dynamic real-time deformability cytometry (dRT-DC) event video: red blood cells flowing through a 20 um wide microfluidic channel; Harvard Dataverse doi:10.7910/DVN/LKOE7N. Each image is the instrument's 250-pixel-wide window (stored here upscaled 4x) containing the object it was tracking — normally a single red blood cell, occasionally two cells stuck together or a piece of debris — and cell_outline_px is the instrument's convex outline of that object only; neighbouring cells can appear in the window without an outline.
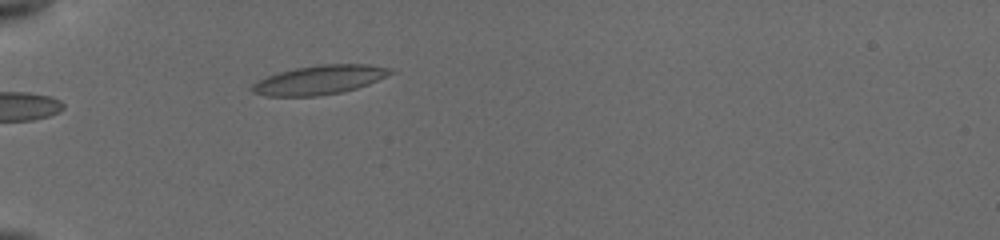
{"species": "common noctule bat (a hibernating species)", "species_latin": "Nyctalus noctula", "temperature_condition": "cold", "stored_images_in_passage": 3, "camera_frame_rate_fps": 3000, "um_per_image_px": 0.085, "animal": {"sex": "female", "body_mass_g": 19.5, "forearm_length_mm": 54.1}, "frame": {"image": 1, "passage_image": 3, "time_ms": 2.667, "image_size_px": [1000, 240], "cell_outline_px": [[396, 72], [368, 84], [344, 92], [316, 96], [264, 96], [252, 92], [252, 84], [268, 76], [280, 72], [296, 68], [320, 64], [368, 64], [392, 68]], "centroid_in_image_um": [27.2, 6.79], "position_along_channel_um": 57.8, "area_um2": 23.41}}